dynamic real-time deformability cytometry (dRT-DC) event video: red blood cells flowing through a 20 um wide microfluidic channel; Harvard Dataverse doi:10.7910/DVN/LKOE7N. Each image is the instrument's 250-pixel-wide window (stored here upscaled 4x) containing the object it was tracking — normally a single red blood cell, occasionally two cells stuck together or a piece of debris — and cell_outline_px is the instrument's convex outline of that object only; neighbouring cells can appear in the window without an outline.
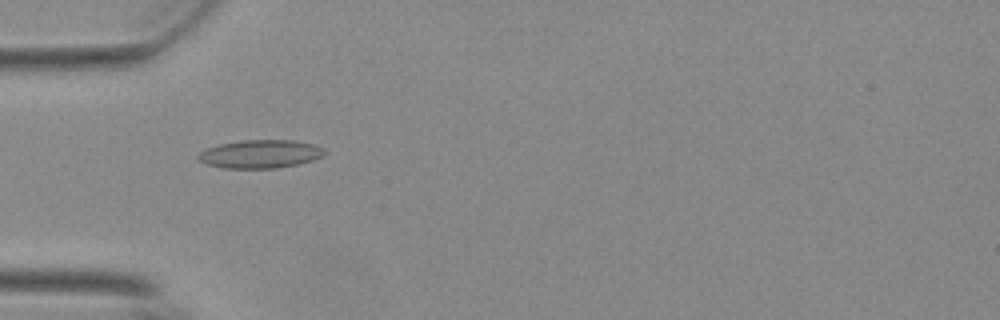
{"species": "Egyptian fruit bat (a non-hibernating species)", "species_latin": "Rousettus aegyptiacus", "temperature_condition": "warm", "stored_images_in_passage": 54, "camera_frame_rate_fps": 3000, "um_per_image_px": 0.085, "animal": {"sex": "female"}, "frame": {"image": 1, "passage_image": 16, "time_ms": 5.0, "image_size_px": [1000, 320], "cell_outline_px": [[324, 156], [300, 164], [276, 168], [224, 168], [208, 164], [196, 160], [196, 156], [200, 152], [208, 148], [220, 144], [240, 140], [296, 140], [312, 144], [324, 148]], "centroid_in_image_um": [22.12, 13.09], "position_along_channel_um": 62.9, "area_um2": 20.87}}
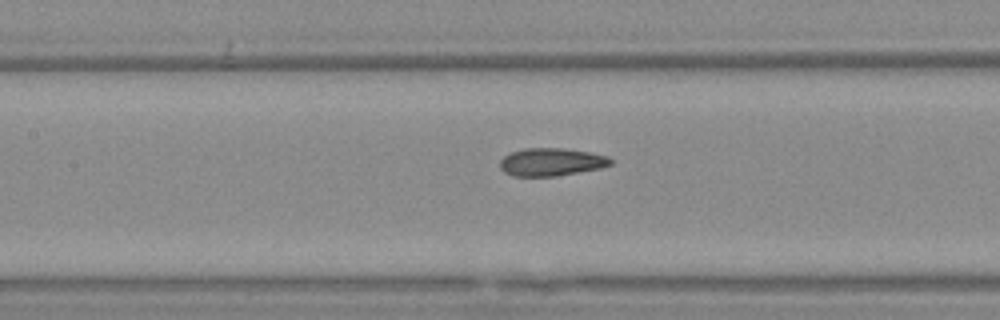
{"frame": {"image": 2, "passage_image": 24, "time_ms": 7.667, "image_size_px": [1000, 320], "cell_outline_px": [[612, 164], [600, 168], [556, 176], [512, 176], [504, 172], [500, 168], [500, 160], [504, 156], [512, 152], [524, 148], [564, 148], [588, 152], [608, 156], [612, 160]], "centroid_in_image_um": [46.84, 13.77], "position_along_channel_um": 160.6, "area_um2": 17.92}}
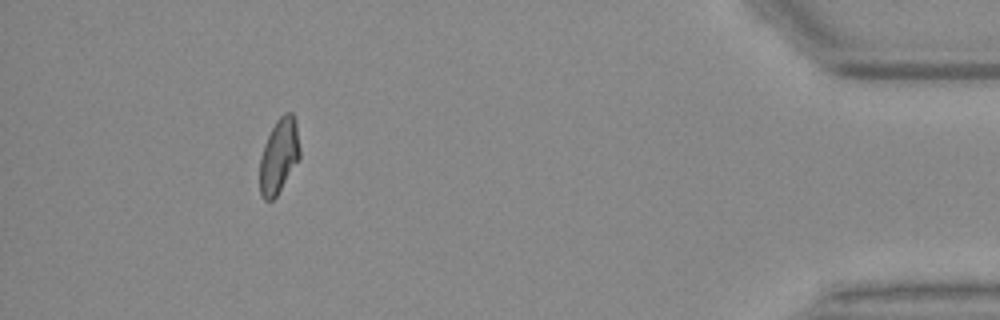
{"frame": {"image": 3, "passage_image": 49, "time_ms": 16.0, "image_size_px": [1000, 320], "cell_outline_px": [[300, 156], [276, 196], [272, 200], [264, 200], [260, 196], [260, 156], [264, 144], [276, 120], [284, 112], [292, 112], [296, 124], [300, 148]], "centroid_in_image_um": [23.69, 13.24], "position_along_channel_um": 411.5, "area_um2": 17.22}, "authors_computed_cell_mechanics": {"area_um2": 18.1492, "velocity_mm_per_s": 3.7149, "shape_relaxation_time_tau1_ms": 8.5774, "shape_relaxation_time_tau2_ms": 1.2318, "deformation_change_tau1": 0.2074, "deformation_change_tau2": 0.0715}}